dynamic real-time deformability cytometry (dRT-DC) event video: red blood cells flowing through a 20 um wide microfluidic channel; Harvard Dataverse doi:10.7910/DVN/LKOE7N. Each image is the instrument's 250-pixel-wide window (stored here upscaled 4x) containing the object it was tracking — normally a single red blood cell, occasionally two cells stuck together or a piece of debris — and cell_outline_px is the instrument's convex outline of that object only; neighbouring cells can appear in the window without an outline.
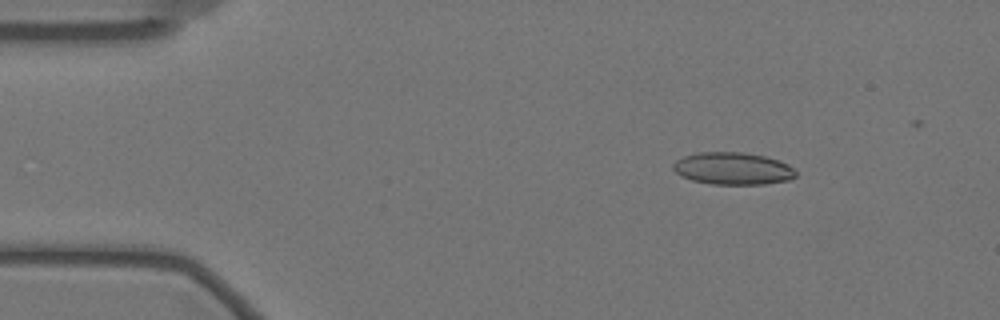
{"species": "Egyptian fruit bat (a non-hibernating species)", "species_latin": "Rousettus aegyptiacus", "temperature_condition": "warm", "stored_images_in_passage": 58, "camera_frame_rate_fps": 3000, "um_per_image_px": 0.085, "animal": {"sex": "female"}, "frame": {"image": 1, "passage_image": 8, "time_ms": 2.333, "image_size_px": [1000, 320], "cell_outline_px": [[796, 176], [788, 180], [764, 184], [712, 184], [692, 180], [680, 176], [672, 168], [672, 164], [676, 160], [684, 156], [700, 152], [744, 152], [764, 156], [788, 164], [796, 172]], "centroid_in_image_um": [62.26, 14.32], "position_along_channel_um": 22.7, "area_um2": 23.0}}
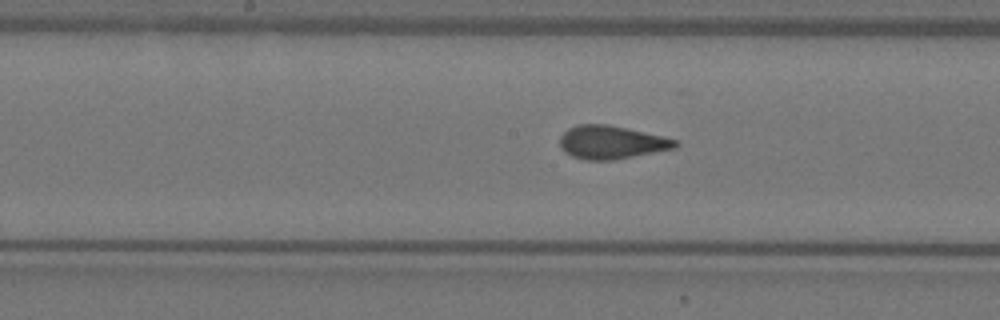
{"frame": {"image": 2, "passage_image": 29, "time_ms": 9.333, "image_size_px": [1000, 320], "cell_outline_px": [[680, 144], [676, 148], [612, 160], [584, 160], [572, 156], [564, 152], [560, 148], [560, 136], [568, 128], [580, 124], [608, 124], [660, 136], [676, 140]], "centroid_in_image_um": [51.93, 12.1], "position_along_channel_um": 196.3, "area_um2": 22.2}}
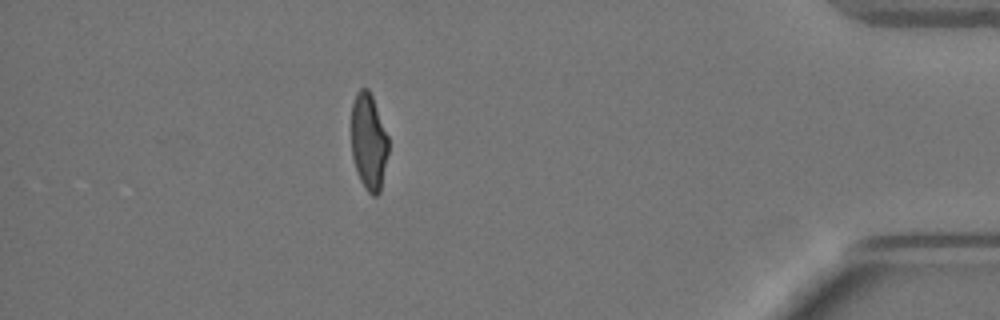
{"frame": {"image": 3, "passage_image": 51, "time_ms": 16.667, "image_size_px": [1000, 320], "cell_outline_px": [[388, 152], [380, 192], [376, 196], [372, 196], [364, 188], [356, 172], [352, 156], [352, 104], [356, 92], [360, 88], [368, 88], [372, 96], [388, 136]], "centroid_in_image_um": [31.33, 12.06], "position_along_channel_um": 403.9, "area_um2": 20.87}}